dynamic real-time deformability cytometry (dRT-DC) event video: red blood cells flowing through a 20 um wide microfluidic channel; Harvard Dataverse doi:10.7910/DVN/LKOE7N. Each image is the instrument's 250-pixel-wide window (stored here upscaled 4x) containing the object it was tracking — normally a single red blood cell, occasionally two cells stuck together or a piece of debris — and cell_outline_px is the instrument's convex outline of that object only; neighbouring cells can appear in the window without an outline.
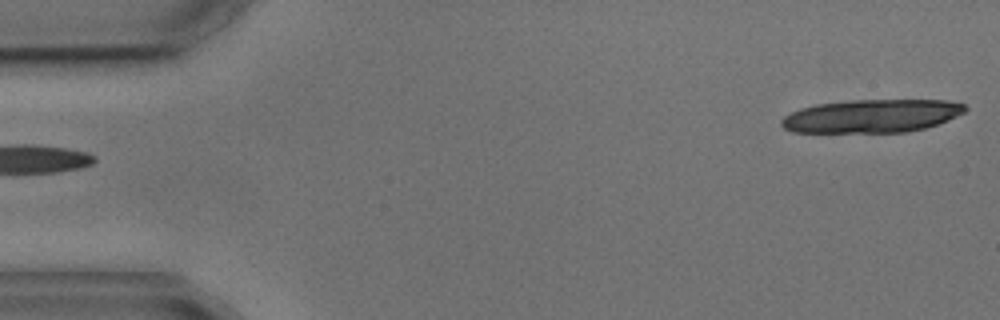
{"species": "common noctule bat (a hibernating species)", "species_latin": "Nyctalus noctula", "temperature_condition": "cold", "stored_images_in_passage": 2, "segment_of_instrument_passage": [2, 2], "camera_frame_rate_fps": 3000, "um_per_image_px": 0.085, "animal": {"sex": "male", "body_mass_g": 17.9, "forearm_length_mm": 54.2}, "frame": {"image": 1, "passage_image": 2, "time_ms": 2.0, "image_size_px": [1000, 320], "cell_outline_px": [[968, 108], [964, 112], [956, 116], [936, 124], [924, 128], [904, 132], [792, 132], [784, 128], [780, 124], [780, 120], [784, 116], [800, 108], [816, 104], [852, 100], [948, 100], [964, 104]], "centroid_in_image_um": [74.07, 9.85], "position_along_channel_um": 10.9, "area_um2": 35.43}}